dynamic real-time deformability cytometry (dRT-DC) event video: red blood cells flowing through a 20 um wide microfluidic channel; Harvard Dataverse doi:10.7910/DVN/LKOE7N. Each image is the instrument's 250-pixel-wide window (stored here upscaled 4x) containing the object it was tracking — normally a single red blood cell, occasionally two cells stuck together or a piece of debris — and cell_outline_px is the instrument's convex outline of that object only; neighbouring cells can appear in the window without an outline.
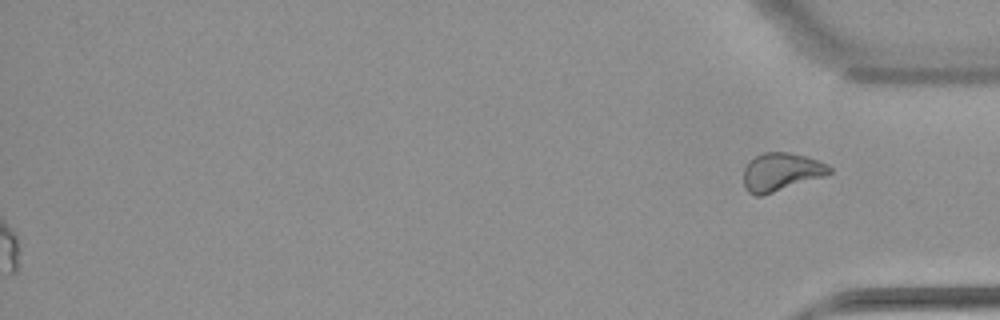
{"species": "common noctule bat (a hibernating species)", "species_latin": "Nyctalus noctula", "temperature_condition": "warm", "stored_images_in_passage": 33, "segment_of_instrument_passage": [2, 2], "camera_frame_rate_fps": 3000, "um_per_image_px": 0.085, "animal": {"sex": "female", "body_mass_g": 22.7, "forearm_length_mm": 54.2}, "frame": {"image": 1, "passage_image": 33, "time_ms": 10.667, "image_size_px": [1000, 320], "cell_outline_px": [[832, 172], [824, 176], [760, 196], [756, 196], [748, 192], [744, 188], [744, 168], [748, 160], [764, 152], [788, 152], [804, 156], [816, 160], [832, 168]], "centroid_in_image_um": [66.34, 14.61], "position_along_channel_um": 368.9, "area_um2": 18.84}}